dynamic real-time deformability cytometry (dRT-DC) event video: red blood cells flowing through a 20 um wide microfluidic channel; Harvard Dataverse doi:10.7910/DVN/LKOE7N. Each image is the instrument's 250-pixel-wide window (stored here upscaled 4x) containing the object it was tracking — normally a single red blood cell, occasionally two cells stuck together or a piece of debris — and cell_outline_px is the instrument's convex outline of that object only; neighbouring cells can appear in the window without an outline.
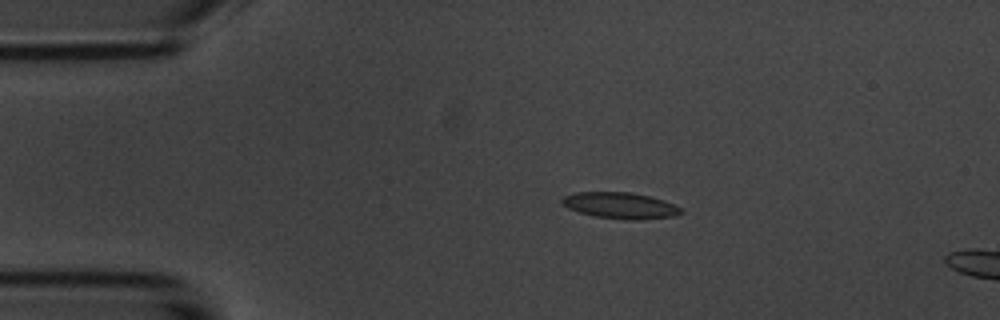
{"species": "common noctule bat (a hibernating species)", "species_latin": "Nyctalus noctula", "temperature_condition": "room temperature", "stored_images_in_passage": 5, "camera_frame_rate_fps": 3000, "um_per_image_px": 0.085, "animal": {"sex": "male", "body_mass_g": 20.1, "forearm_length_mm": 53.5}, "frame": {"image": 1, "passage_image": 3, "time_ms": 2.333, "image_size_px": [1000, 320], "cell_outline_px": [[684, 212], [676, 216], [636, 220], [624, 220], [592, 216], [568, 208], [560, 204], [560, 200], [564, 196], [576, 192], [632, 192], [664, 200], [680, 208]], "centroid_in_image_um": [52.69, 17.47], "position_along_channel_um": 32.3, "area_um2": 18.32}}